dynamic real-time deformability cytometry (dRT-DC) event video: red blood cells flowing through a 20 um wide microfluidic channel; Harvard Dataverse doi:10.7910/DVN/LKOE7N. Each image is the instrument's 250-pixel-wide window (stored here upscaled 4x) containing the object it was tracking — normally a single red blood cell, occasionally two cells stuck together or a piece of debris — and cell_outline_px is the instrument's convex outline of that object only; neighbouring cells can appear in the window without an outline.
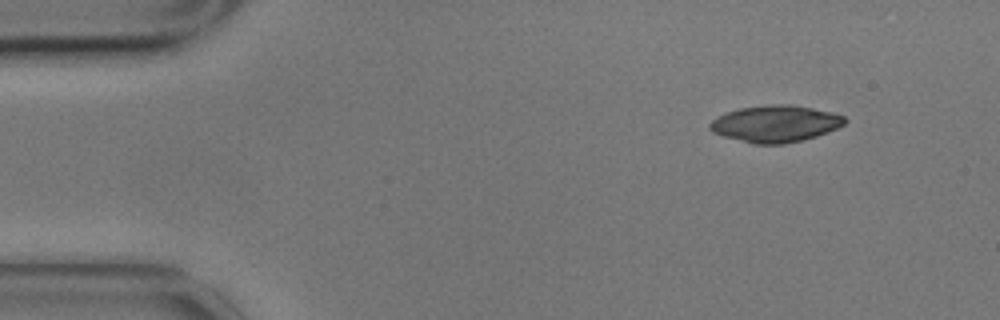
{"species": "common noctule bat (a hibernating species)", "species_latin": "Nyctalus noctula", "temperature_condition": "cold", "stored_images_in_passage": 4, "camera_frame_rate_fps": 3000, "um_per_image_px": 0.085, "animal": {"sex": "male", "body_mass_g": 17.9}, "frame": {"image": 1, "passage_image": 1, "time_ms": 0.0, "image_size_px": [1000, 320], "cell_outline_px": [[848, 120], [844, 124], [828, 132], [804, 140], [784, 144], [752, 144], [724, 136], [712, 132], [708, 128], [708, 124], [712, 120], [728, 112], [740, 108], [772, 104], [788, 104], [812, 108], [832, 112], [844, 116]], "centroid_in_image_um": [65.92, 10.52], "position_along_channel_um": 19.1, "area_um2": 28.84}}